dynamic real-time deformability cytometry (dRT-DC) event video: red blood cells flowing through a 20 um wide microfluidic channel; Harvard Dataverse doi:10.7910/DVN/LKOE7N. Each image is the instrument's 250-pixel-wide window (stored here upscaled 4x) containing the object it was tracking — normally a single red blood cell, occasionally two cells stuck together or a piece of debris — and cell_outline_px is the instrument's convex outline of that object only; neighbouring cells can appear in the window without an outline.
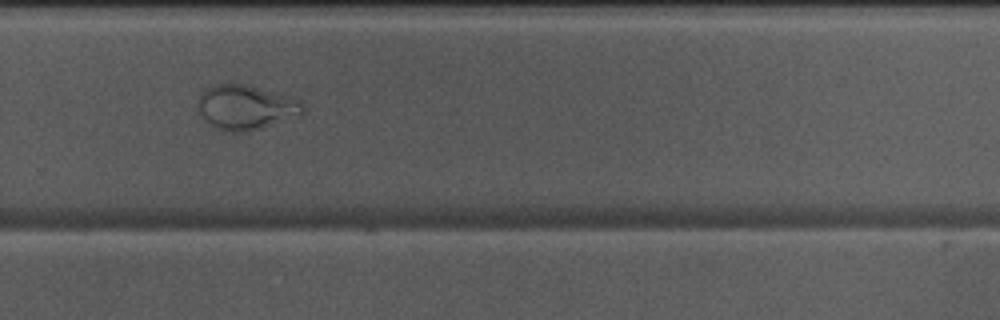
{"species": "Egyptian fruit bat (a non-hibernating species)", "species_latin": "Rousettus aegyptiacus", "temperature_condition": "warm", "stored_images_in_passage": 39, "camera_frame_rate_fps": 3000, "um_per_image_px": 0.085, "animal": {"sex": "male"}, "frame": {"image": 1, "passage_image": 23, "time_ms": 7.333, "image_size_px": [1000, 320], "cell_outline_px": [[304, 116], [260, 128], [244, 132], [232, 132], [216, 128], [208, 124], [200, 116], [196, 100], [204, 88], [228, 80], [248, 84], [292, 96], [300, 100], [304, 104]], "centroid_in_image_um": [20.9, 9.08], "position_along_channel_um": 308.9, "area_um2": 28.55}}